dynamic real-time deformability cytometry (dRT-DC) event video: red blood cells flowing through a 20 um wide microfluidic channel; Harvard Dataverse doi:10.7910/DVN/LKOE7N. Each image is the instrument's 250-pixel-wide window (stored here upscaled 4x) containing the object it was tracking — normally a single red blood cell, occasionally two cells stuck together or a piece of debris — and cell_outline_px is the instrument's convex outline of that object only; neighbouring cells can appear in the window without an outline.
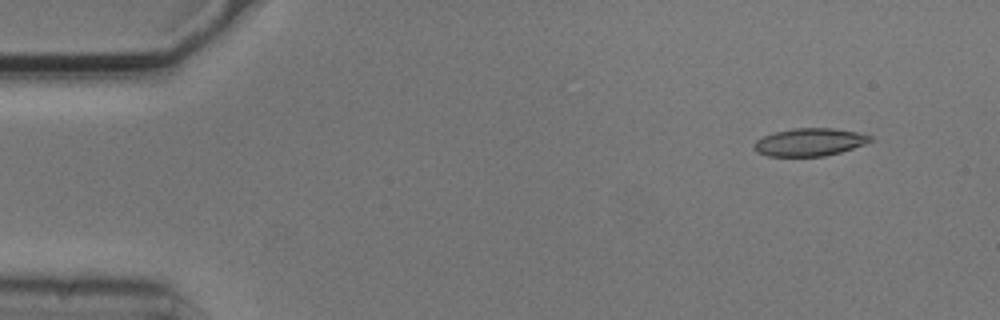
{"species": "common noctule bat (a hibernating species)", "species_latin": "Nyctalus noctula", "temperature_condition": "cold", "stored_images_in_passage": 5, "camera_frame_rate_fps": 3000, "um_per_image_px": 0.085, "animal": {"sex": "male", "body_mass_g": 20.5, "forearm_length_mm": 52.5}, "frame": {"image": 1, "passage_image": 2, "time_ms": 0.333, "image_size_px": [1000, 320], "cell_outline_px": [[872, 140], [864, 144], [840, 152], [824, 156], [768, 156], [756, 152], [752, 148], [752, 144], [756, 140], [764, 136], [776, 132], [792, 128], [832, 128], [856, 132], [872, 136]], "centroid_in_image_um": [68.77, 12.08], "position_along_channel_um": 16.2, "area_um2": 18.73}}
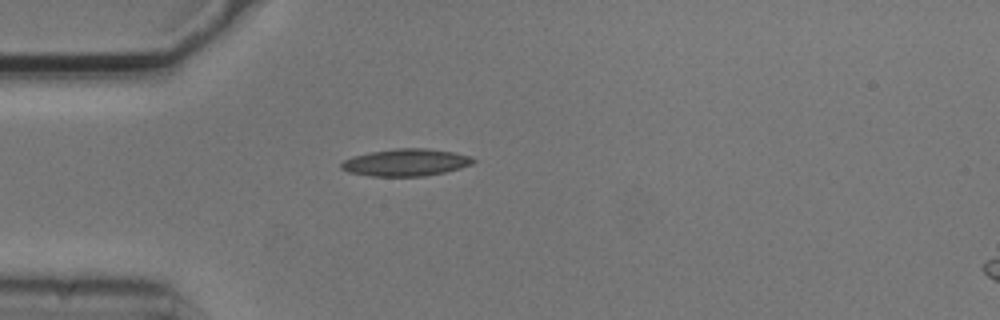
{"frame": {"image": 2, "passage_image": 4, "time_ms": 1.0, "image_size_px": [1000, 320], "cell_outline_px": [[476, 160], [472, 164], [460, 168], [444, 172], [424, 176], [372, 176], [348, 172], [340, 168], [340, 164], [344, 160], [352, 156], [368, 152], [396, 148], [428, 148], [452, 152], [468, 156]], "centroid_in_image_um": [34.46, 13.8], "position_along_channel_um": 50.5, "area_um2": 20.87}}